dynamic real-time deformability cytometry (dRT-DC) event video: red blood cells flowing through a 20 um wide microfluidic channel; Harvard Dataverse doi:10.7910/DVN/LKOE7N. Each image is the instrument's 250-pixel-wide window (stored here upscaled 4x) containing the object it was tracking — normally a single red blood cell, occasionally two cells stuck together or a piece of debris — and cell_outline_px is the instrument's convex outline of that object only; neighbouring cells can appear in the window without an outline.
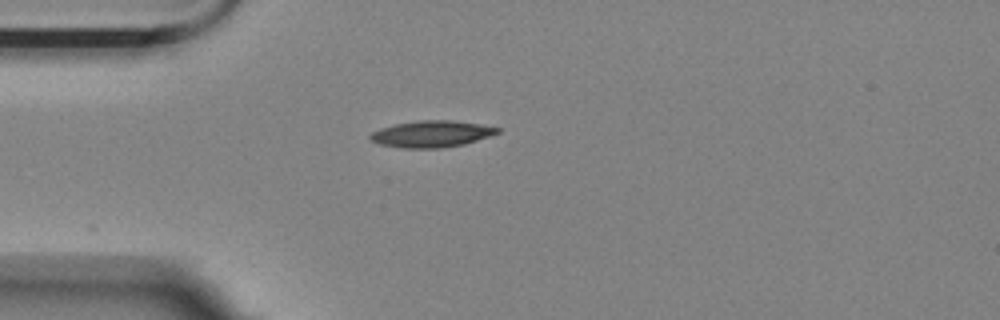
{"species": "Egyptian fruit bat (a non-hibernating species)", "species_latin": "Rousettus aegyptiacus", "temperature_condition": "room temperature", "stored_images_in_passage": 2, "camera_frame_rate_fps": 3000, "um_per_image_px": 0.085, "animal": {"sex": "female"}, "frame": {"image": 1, "passage_image": 1, "time_ms": 0.0, "image_size_px": [1000, 320], "cell_outline_px": [[500, 132], [464, 144], [440, 148], [400, 148], [380, 144], [372, 140], [368, 136], [372, 132], [380, 128], [396, 124], [420, 120], [452, 120], [480, 124], [500, 128]], "centroid_in_image_um": [36.67, 11.38], "position_along_channel_um": 48.3, "area_um2": 19.54}}